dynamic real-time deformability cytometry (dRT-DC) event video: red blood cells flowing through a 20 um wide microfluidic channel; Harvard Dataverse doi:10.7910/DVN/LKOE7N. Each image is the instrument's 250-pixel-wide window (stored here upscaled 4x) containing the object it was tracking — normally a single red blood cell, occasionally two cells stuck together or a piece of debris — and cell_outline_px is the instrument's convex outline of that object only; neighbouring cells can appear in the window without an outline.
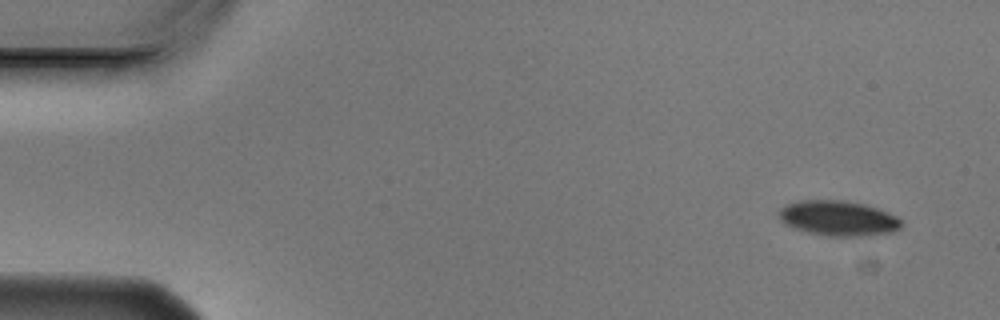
{"species": "Egyptian fruit bat (a non-hibernating species)", "species_latin": "Rousettus aegyptiacus", "temperature_condition": "cold", "stored_images_in_passage": 4, "camera_frame_rate_fps": 3000, "um_per_image_px": 0.085, "animal": {"sex": "male"}, "frame": {"image": 1, "passage_image": 1, "time_ms": 0.0, "image_size_px": [1000, 320], "cell_outline_px": [[900, 228], [892, 232], [864, 236], [828, 236], [808, 232], [784, 224], [780, 220], [780, 208], [788, 204], [800, 200], [844, 200], [864, 204], [888, 212], [896, 216], [900, 220]], "centroid_in_image_um": [71.25, 18.55], "position_along_channel_um": 13.8, "area_um2": 24.85}}